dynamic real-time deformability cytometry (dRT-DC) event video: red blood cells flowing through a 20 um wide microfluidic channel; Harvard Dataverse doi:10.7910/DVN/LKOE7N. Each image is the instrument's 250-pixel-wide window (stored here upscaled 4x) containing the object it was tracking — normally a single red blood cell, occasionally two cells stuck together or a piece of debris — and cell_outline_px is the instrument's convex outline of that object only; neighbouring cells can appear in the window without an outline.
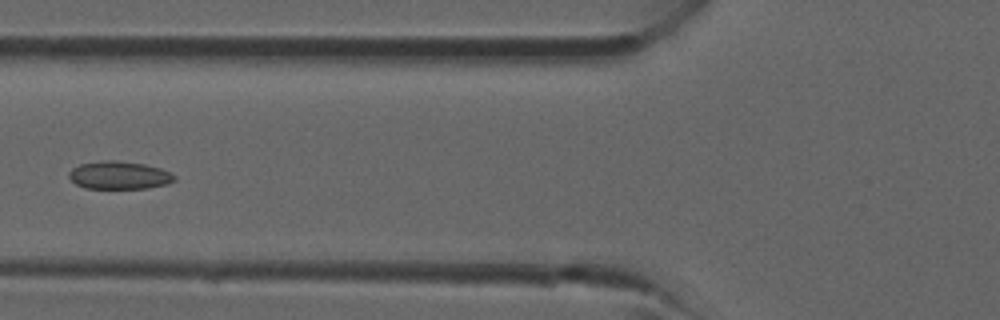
{"species": "common noctule bat (a hibernating species)", "species_latin": "Nyctalus noctula", "temperature_condition": "room temperature", "stored_images_in_passage": 34, "camera_frame_rate_fps": 3000, "um_per_image_px": 0.085, "animal": {"sex": "male", "forearm_length_mm": 52.5}, "frame": {"image": 1, "passage_image": 10, "time_ms": 3.0, "image_size_px": [1000, 320], "cell_outline_px": [[176, 180], [168, 184], [148, 188], [84, 188], [76, 184], [68, 176], [68, 172], [72, 168], [80, 164], [100, 160], [116, 160], [144, 164], [160, 168], [172, 172], [176, 176]], "centroid_in_image_um": [10.15, 14.89], "position_along_channel_um": 115.7, "area_um2": 17.34}}
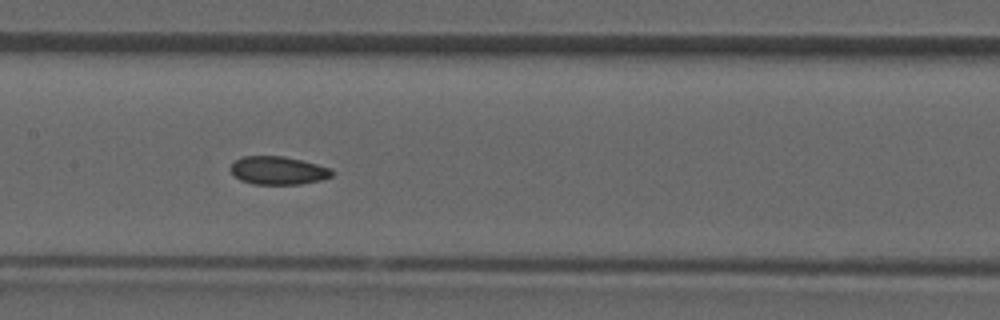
{"frame": {"image": 2, "passage_image": 14, "time_ms": 4.333, "image_size_px": [1000, 320], "cell_outline_px": [[332, 176], [320, 180], [300, 184], [252, 184], [240, 180], [228, 168], [240, 156], [284, 156], [332, 168]], "centroid_in_image_um": [23.61, 14.49], "position_along_channel_um": 183.8, "area_um2": 16.59}}
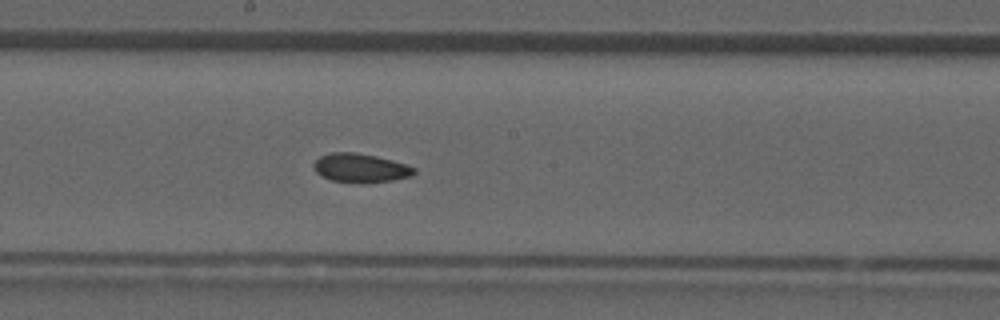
{"frame": {"image": 3, "passage_image": 16, "time_ms": 5.0, "image_size_px": [1000, 320], "cell_outline_px": [[416, 172], [412, 176], [392, 180], [364, 184], [332, 180], [316, 172], [312, 168], [312, 164], [320, 156], [332, 152], [356, 152], [376, 156], [408, 164], [416, 168]], "centroid_in_image_um": [30.66, 14.28], "position_along_channel_um": 217.5, "area_um2": 17.11}}